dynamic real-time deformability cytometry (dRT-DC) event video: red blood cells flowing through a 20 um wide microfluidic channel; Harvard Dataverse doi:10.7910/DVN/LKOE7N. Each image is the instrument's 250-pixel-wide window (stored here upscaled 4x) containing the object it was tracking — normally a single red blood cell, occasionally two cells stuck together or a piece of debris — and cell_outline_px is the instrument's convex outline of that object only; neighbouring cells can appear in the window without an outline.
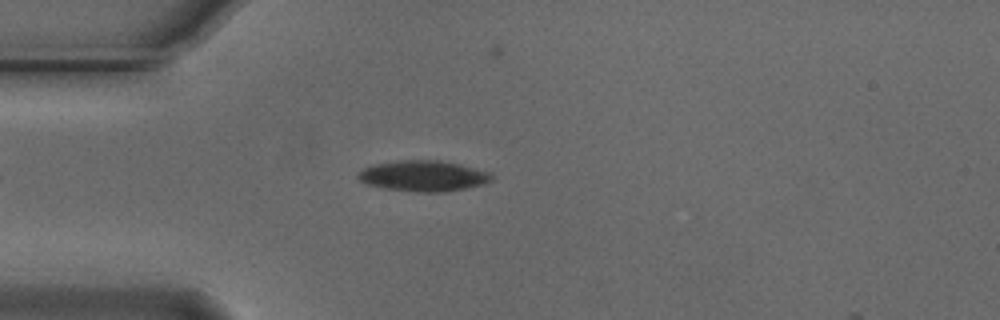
{"species": "Egyptian fruit bat (a non-hibernating species)", "species_latin": "Rousettus aegyptiacus", "temperature_condition": "cold", "stored_images_in_passage": 12, "camera_frame_rate_fps": 3000, "um_per_image_px": 0.085, "animal": {"sex": "male"}, "frame": {"image": 1, "passage_image": 8, "time_ms": 2.333, "image_size_px": [1000, 320], "cell_outline_px": [[492, 180], [484, 184], [444, 192], [416, 192], [384, 188], [368, 184], [360, 180], [356, 176], [364, 168], [372, 164], [396, 160], [440, 160], [460, 164], [492, 172]], "centroid_in_image_um": [36.0, 14.94], "position_along_channel_um": 49.0, "area_um2": 24.04}}